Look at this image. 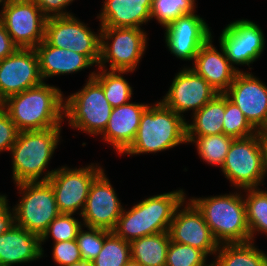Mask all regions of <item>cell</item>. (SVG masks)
Wrapping results in <instances>:
<instances>
[{
    "instance_id": "cell-16",
    "label": "cell",
    "mask_w": 267,
    "mask_h": 266,
    "mask_svg": "<svg viewBox=\"0 0 267 266\" xmlns=\"http://www.w3.org/2000/svg\"><path fill=\"white\" fill-rule=\"evenodd\" d=\"M123 207L104 170L91 184L81 214L85 227L113 231Z\"/></svg>"
},
{
    "instance_id": "cell-14",
    "label": "cell",
    "mask_w": 267,
    "mask_h": 266,
    "mask_svg": "<svg viewBox=\"0 0 267 266\" xmlns=\"http://www.w3.org/2000/svg\"><path fill=\"white\" fill-rule=\"evenodd\" d=\"M230 64L248 65L258 59L265 46L263 31L253 21L241 19L230 22L219 39Z\"/></svg>"
},
{
    "instance_id": "cell-38",
    "label": "cell",
    "mask_w": 267,
    "mask_h": 266,
    "mask_svg": "<svg viewBox=\"0 0 267 266\" xmlns=\"http://www.w3.org/2000/svg\"><path fill=\"white\" fill-rule=\"evenodd\" d=\"M19 132L7 111L0 107V152L10 151Z\"/></svg>"
},
{
    "instance_id": "cell-27",
    "label": "cell",
    "mask_w": 267,
    "mask_h": 266,
    "mask_svg": "<svg viewBox=\"0 0 267 266\" xmlns=\"http://www.w3.org/2000/svg\"><path fill=\"white\" fill-rule=\"evenodd\" d=\"M215 255L213 262L217 266H267V254L256 248L253 241L219 244Z\"/></svg>"
},
{
    "instance_id": "cell-23",
    "label": "cell",
    "mask_w": 267,
    "mask_h": 266,
    "mask_svg": "<svg viewBox=\"0 0 267 266\" xmlns=\"http://www.w3.org/2000/svg\"><path fill=\"white\" fill-rule=\"evenodd\" d=\"M152 0H105L99 16L101 27L141 28L151 19Z\"/></svg>"
},
{
    "instance_id": "cell-5",
    "label": "cell",
    "mask_w": 267,
    "mask_h": 266,
    "mask_svg": "<svg viewBox=\"0 0 267 266\" xmlns=\"http://www.w3.org/2000/svg\"><path fill=\"white\" fill-rule=\"evenodd\" d=\"M61 128L19 132L10 149L15 184L40 181L60 141Z\"/></svg>"
},
{
    "instance_id": "cell-13",
    "label": "cell",
    "mask_w": 267,
    "mask_h": 266,
    "mask_svg": "<svg viewBox=\"0 0 267 266\" xmlns=\"http://www.w3.org/2000/svg\"><path fill=\"white\" fill-rule=\"evenodd\" d=\"M43 82L35 48H18L0 61V99L2 101Z\"/></svg>"
},
{
    "instance_id": "cell-21",
    "label": "cell",
    "mask_w": 267,
    "mask_h": 266,
    "mask_svg": "<svg viewBox=\"0 0 267 266\" xmlns=\"http://www.w3.org/2000/svg\"><path fill=\"white\" fill-rule=\"evenodd\" d=\"M147 104L127 103L112 109L108 124L101 134L122 155L133 143Z\"/></svg>"
},
{
    "instance_id": "cell-19",
    "label": "cell",
    "mask_w": 267,
    "mask_h": 266,
    "mask_svg": "<svg viewBox=\"0 0 267 266\" xmlns=\"http://www.w3.org/2000/svg\"><path fill=\"white\" fill-rule=\"evenodd\" d=\"M176 209L169 228L171 241L189 245L204 251L207 255L216 254L219 243L214 239L202 213L189 200L181 209Z\"/></svg>"
},
{
    "instance_id": "cell-9",
    "label": "cell",
    "mask_w": 267,
    "mask_h": 266,
    "mask_svg": "<svg viewBox=\"0 0 267 266\" xmlns=\"http://www.w3.org/2000/svg\"><path fill=\"white\" fill-rule=\"evenodd\" d=\"M99 31L101 48L97 66L105 69V64L109 62V71H135L147 46L146 32L141 28L101 26Z\"/></svg>"
},
{
    "instance_id": "cell-20",
    "label": "cell",
    "mask_w": 267,
    "mask_h": 266,
    "mask_svg": "<svg viewBox=\"0 0 267 266\" xmlns=\"http://www.w3.org/2000/svg\"><path fill=\"white\" fill-rule=\"evenodd\" d=\"M221 52H218L212 44V37L200 48L197 53L194 66L191 68L202 76L218 93H225L238 72L230 64L226 57L224 49L220 46Z\"/></svg>"
},
{
    "instance_id": "cell-39",
    "label": "cell",
    "mask_w": 267,
    "mask_h": 266,
    "mask_svg": "<svg viewBox=\"0 0 267 266\" xmlns=\"http://www.w3.org/2000/svg\"><path fill=\"white\" fill-rule=\"evenodd\" d=\"M47 18L73 15L63 11L73 0H32Z\"/></svg>"
},
{
    "instance_id": "cell-35",
    "label": "cell",
    "mask_w": 267,
    "mask_h": 266,
    "mask_svg": "<svg viewBox=\"0 0 267 266\" xmlns=\"http://www.w3.org/2000/svg\"><path fill=\"white\" fill-rule=\"evenodd\" d=\"M83 224L73 217V214L60 213L48 226L47 230L40 237L42 242L53 237L54 243L60 241L74 240Z\"/></svg>"
},
{
    "instance_id": "cell-3",
    "label": "cell",
    "mask_w": 267,
    "mask_h": 266,
    "mask_svg": "<svg viewBox=\"0 0 267 266\" xmlns=\"http://www.w3.org/2000/svg\"><path fill=\"white\" fill-rule=\"evenodd\" d=\"M183 143H187L184 117L159 101L143 112L136 137L123 154L156 153Z\"/></svg>"
},
{
    "instance_id": "cell-37",
    "label": "cell",
    "mask_w": 267,
    "mask_h": 266,
    "mask_svg": "<svg viewBox=\"0 0 267 266\" xmlns=\"http://www.w3.org/2000/svg\"><path fill=\"white\" fill-rule=\"evenodd\" d=\"M53 260L59 266H69L82 260L76 239L54 243Z\"/></svg>"
},
{
    "instance_id": "cell-18",
    "label": "cell",
    "mask_w": 267,
    "mask_h": 266,
    "mask_svg": "<svg viewBox=\"0 0 267 266\" xmlns=\"http://www.w3.org/2000/svg\"><path fill=\"white\" fill-rule=\"evenodd\" d=\"M165 43L181 60H195L200 48L212 37L210 27L195 13L178 17L164 27Z\"/></svg>"
},
{
    "instance_id": "cell-28",
    "label": "cell",
    "mask_w": 267,
    "mask_h": 266,
    "mask_svg": "<svg viewBox=\"0 0 267 266\" xmlns=\"http://www.w3.org/2000/svg\"><path fill=\"white\" fill-rule=\"evenodd\" d=\"M99 69V72H95L94 78L102 85L105 98L109 104L115 108L129 103L133 94L132 87L122 75L128 73V71H107V68Z\"/></svg>"
},
{
    "instance_id": "cell-47",
    "label": "cell",
    "mask_w": 267,
    "mask_h": 266,
    "mask_svg": "<svg viewBox=\"0 0 267 266\" xmlns=\"http://www.w3.org/2000/svg\"><path fill=\"white\" fill-rule=\"evenodd\" d=\"M208 266H217L213 261Z\"/></svg>"
},
{
    "instance_id": "cell-42",
    "label": "cell",
    "mask_w": 267,
    "mask_h": 266,
    "mask_svg": "<svg viewBox=\"0 0 267 266\" xmlns=\"http://www.w3.org/2000/svg\"><path fill=\"white\" fill-rule=\"evenodd\" d=\"M264 176L267 174V136L263 135Z\"/></svg>"
},
{
    "instance_id": "cell-26",
    "label": "cell",
    "mask_w": 267,
    "mask_h": 266,
    "mask_svg": "<svg viewBox=\"0 0 267 266\" xmlns=\"http://www.w3.org/2000/svg\"><path fill=\"white\" fill-rule=\"evenodd\" d=\"M169 232H159L130 242L131 259L142 266H165L170 245Z\"/></svg>"
},
{
    "instance_id": "cell-4",
    "label": "cell",
    "mask_w": 267,
    "mask_h": 266,
    "mask_svg": "<svg viewBox=\"0 0 267 266\" xmlns=\"http://www.w3.org/2000/svg\"><path fill=\"white\" fill-rule=\"evenodd\" d=\"M241 194H224L189 199L202 213L219 244L251 241L246 221V205Z\"/></svg>"
},
{
    "instance_id": "cell-11",
    "label": "cell",
    "mask_w": 267,
    "mask_h": 266,
    "mask_svg": "<svg viewBox=\"0 0 267 266\" xmlns=\"http://www.w3.org/2000/svg\"><path fill=\"white\" fill-rule=\"evenodd\" d=\"M0 20L18 48H36L45 38L47 17L32 0H8Z\"/></svg>"
},
{
    "instance_id": "cell-34",
    "label": "cell",
    "mask_w": 267,
    "mask_h": 266,
    "mask_svg": "<svg viewBox=\"0 0 267 266\" xmlns=\"http://www.w3.org/2000/svg\"><path fill=\"white\" fill-rule=\"evenodd\" d=\"M207 257L198 248L170 241L165 266H208Z\"/></svg>"
},
{
    "instance_id": "cell-8",
    "label": "cell",
    "mask_w": 267,
    "mask_h": 266,
    "mask_svg": "<svg viewBox=\"0 0 267 266\" xmlns=\"http://www.w3.org/2000/svg\"><path fill=\"white\" fill-rule=\"evenodd\" d=\"M22 199L13 208L15 225L42 236L60 214L54 191L48 181L16 184Z\"/></svg>"
},
{
    "instance_id": "cell-7",
    "label": "cell",
    "mask_w": 267,
    "mask_h": 266,
    "mask_svg": "<svg viewBox=\"0 0 267 266\" xmlns=\"http://www.w3.org/2000/svg\"><path fill=\"white\" fill-rule=\"evenodd\" d=\"M221 169L237 189L258 188L264 180L263 134L234 139Z\"/></svg>"
},
{
    "instance_id": "cell-12",
    "label": "cell",
    "mask_w": 267,
    "mask_h": 266,
    "mask_svg": "<svg viewBox=\"0 0 267 266\" xmlns=\"http://www.w3.org/2000/svg\"><path fill=\"white\" fill-rule=\"evenodd\" d=\"M44 40L53 47L85 55L94 65L99 63L101 33L91 31L74 15L47 18Z\"/></svg>"
},
{
    "instance_id": "cell-31",
    "label": "cell",
    "mask_w": 267,
    "mask_h": 266,
    "mask_svg": "<svg viewBox=\"0 0 267 266\" xmlns=\"http://www.w3.org/2000/svg\"><path fill=\"white\" fill-rule=\"evenodd\" d=\"M131 260L130 242L111 231L104 240L101 252L92 266H125Z\"/></svg>"
},
{
    "instance_id": "cell-24",
    "label": "cell",
    "mask_w": 267,
    "mask_h": 266,
    "mask_svg": "<svg viewBox=\"0 0 267 266\" xmlns=\"http://www.w3.org/2000/svg\"><path fill=\"white\" fill-rule=\"evenodd\" d=\"M35 50L43 81L48 77L75 73L94 65L85 55L66 48L53 47L45 40Z\"/></svg>"
},
{
    "instance_id": "cell-1",
    "label": "cell",
    "mask_w": 267,
    "mask_h": 266,
    "mask_svg": "<svg viewBox=\"0 0 267 266\" xmlns=\"http://www.w3.org/2000/svg\"><path fill=\"white\" fill-rule=\"evenodd\" d=\"M2 107L19 131L61 127L64 120V95L45 82L8 97Z\"/></svg>"
},
{
    "instance_id": "cell-32",
    "label": "cell",
    "mask_w": 267,
    "mask_h": 266,
    "mask_svg": "<svg viewBox=\"0 0 267 266\" xmlns=\"http://www.w3.org/2000/svg\"><path fill=\"white\" fill-rule=\"evenodd\" d=\"M224 134L234 139L253 136L258 131L249 123L238 106L225 95V113L223 118Z\"/></svg>"
},
{
    "instance_id": "cell-2",
    "label": "cell",
    "mask_w": 267,
    "mask_h": 266,
    "mask_svg": "<svg viewBox=\"0 0 267 266\" xmlns=\"http://www.w3.org/2000/svg\"><path fill=\"white\" fill-rule=\"evenodd\" d=\"M185 197L181 189L148 197L127 211L123 208L113 232L128 242L169 232L175 211L185 202Z\"/></svg>"
},
{
    "instance_id": "cell-15",
    "label": "cell",
    "mask_w": 267,
    "mask_h": 266,
    "mask_svg": "<svg viewBox=\"0 0 267 266\" xmlns=\"http://www.w3.org/2000/svg\"><path fill=\"white\" fill-rule=\"evenodd\" d=\"M218 92L192 68H183L175 75L173 82L160 100L166 107L182 115L188 110L199 111L211 101Z\"/></svg>"
},
{
    "instance_id": "cell-30",
    "label": "cell",
    "mask_w": 267,
    "mask_h": 266,
    "mask_svg": "<svg viewBox=\"0 0 267 266\" xmlns=\"http://www.w3.org/2000/svg\"><path fill=\"white\" fill-rule=\"evenodd\" d=\"M187 143H195L199 156L208 164L222 167L234 138L225 134L186 137Z\"/></svg>"
},
{
    "instance_id": "cell-10",
    "label": "cell",
    "mask_w": 267,
    "mask_h": 266,
    "mask_svg": "<svg viewBox=\"0 0 267 266\" xmlns=\"http://www.w3.org/2000/svg\"><path fill=\"white\" fill-rule=\"evenodd\" d=\"M102 171L100 166L94 164L79 169L64 166L45 172L40 181L50 183L60 213L74 214L80 209L81 215L91 184Z\"/></svg>"
},
{
    "instance_id": "cell-45",
    "label": "cell",
    "mask_w": 267,
    "mask_h": 266,
    "mask_svg": "<svg viewBox=\"0 0 267 266\" xmlns=\"http://www.w3.org/2000/svg\"><path fill=\"white\" fill-rule=\"evenodd\" d=\"M264 136H267V126L265 127V129L261 132Z\"/></svg>"
},
{
    "instance_id": "cell-17",
    "label": "cell",
    "mask_w": 267,
    "mask_h": 266,
    "mask_svg": "<svg viewBox=\"0 0 267 266\" xmlns=\"http://www.w3.org/2000/svg\"><path fill=\"white\" fill-rule=\"evenodd\" d=\"M252 73L238 72L224 93L243 112L249 123L262 132L267 126V86Z\"/></svg>"
},
{
    "instance_id": "cell-44",
    "label": "cell",
    "mask_w": 267,
    "mask_h": 266,
    "mask_svg": "<svg viewBox=\"0 0 267 266\" xmlns=\"http://www.w3.org/2000/svg\"><path fill=\"white\" fill-rule=\"evenodd\" d=\"M125 266H142V265L131 259Z\"/></svg>"
},
{
    "instance_id": "cell-22",
    "label": "cell",
    "mask_w": 267,
    "mask_h": 266,
    "mask_svg": "<svg viewBox=\"0 0 267 266\" xmlns=\"http://www.w3.org/2000/svg\"><path fill=\"white\" fill-rule=\"evenodd\" d=\"M43 251L40 236L17 225L0 235V266L40 259Z\"/></svg>"
},
{
    "instance_id": "cell-25",
    "label": "cell",
    "mask_w": 267,
    "mask_h": 266,
    "mask_svg": "<svg viewBox=\"0 0 267 266\" xmlns=\"http://www.w3.org/2000/svg\"><path fill=\"white\" fill-rule=\"evenodd\" d=\"M225 94L218 93L199 111L193 113V122H186V137L224 134Z\"/></svg>"
},
{
    "instance_id": "cell-46",
    "label": "cell",
    "mask_w": 267,
    "mask_h": 266,
    "mask_svg": "<svg viewBox=\"0 0 267 266\" xmlns=\"http://www.w3.org/2000/svg\"><path fill=\"white\" fill-rule=\"evenodd\" d=\"M7 1H8V0H0V3L3 4L2 6H4V5L7 3Z\"/></svg>"
},
{
    "instance_id": "cell-43",
    "label": "cell",
    "mask_w": 267,
    "mask_h": 266,
    "mask_svg": "<svg viewBox=\"0 0 267 266\" xmlns=\"http://www.w3.org/2000/svg\"><path fill=\"white\" fill-rule=\"evenodd\" d=\"M69 266H92L91 262L90 261H84V260H81L77 263H73Z\"/></svg>"
},
{
    "instance_id": "cell-29",
    "label": "cell",
    "mask_w": 267,
    "mask_h": 266,
    "mask_svg": "<svg viewBox=\"0 0 267 266\" xmlns=\"http://www.w3.org/2000/svg\"><path fill=\"white\" fill-rule=\"evenodd\" d=\"M247 192L244 198L246 205V221L251 241L259 231L267 234V191L258 188L243 189Z\"/></svg>"
},
{
    "instance_id": "cell-48",
    "label": "cell",
    "mask_w": 267,
    "mask_h": 266,
    "mask_svg": "<svg viewBox=\"0 0 267 266\" xmlns=\"http://www.w3.org/2000/svg\"><path fill=\"white\" fill-rule=\"evenodd\" d=\"M3 106V101L0 99V107Z\"/></svg>"
},
{
    "instance_id": "cell-41",
    "label": "cell",
    "mask_w": 267,
    "mask_h": 266,
    "mask_svg": "<svg viewBox=\"0 0 267 266\" xmlns=\"http://www.w3.org/2000/svg\"><path fill=\"white\" fill-rule=\"evenodd\" d=\"M18 49L0 20V61Z\"/></svg>"
},
{
    "instance_id": "cell-36",
    "label": "cell",
    "mask_w": 267,
    "mask_h": 266,
    "mask_svg": "<svg viewBox=\"0 0 267 266\" xmlns=\"http://www.w3.org/2000/svg\"><path fill=\"white\" fill-rule=\"evenodd\" d=\"M89 231L79 230L76 241L84 261L92 262L101 252L105 237L111 232L99 228L88 227Z\"/></svg>"
},
{
    "instance_id": "cell-33",
    "label": "cell",
    "mask_w": 267,
    "mask_h": 266,
    "mask_svg": "<svg viewBox=\"0 0 267 266\" xmlns=\"http://www.w3.org/2000/svg\"><path fill=\"white\" fill-rule=\"evenodd\" d=\"M195 0H152L151 19L165 27L185 14L195 13Z\"/></svg>"
},
{
    "instance_id": "cell-6",
    "label": "cell",
    "mask_w": 267,
    "mask_h": 266,
    "mask_svg": "<svg viewBox=\"0 0 267 266\" xmlns=\"http://www.w3.org/2000/svg\"><path fill=\"white\" fill-rule=\"evenodd\" d=\"M89 74L83 88L64 100V117L72 128L89 135L102 134L107 127L113 107L105 98L102 85Z\"/></svg>"
},
{
    "instance_id": "cell-40",
    "label": "cell",
    "mask_w": 267,
    "mask_h": 266,
    "mask_svg": "<svg viewBox=\"0 0 267 266\" xmlns=\"http://www.w3.org/2000/svg\"><path fill=\"white\" fill-rule=\"evenodd\" d=\"M6 195H0V235L8 232L15 225V215L9 210Z\"/></svg>"
}]
</instances>
